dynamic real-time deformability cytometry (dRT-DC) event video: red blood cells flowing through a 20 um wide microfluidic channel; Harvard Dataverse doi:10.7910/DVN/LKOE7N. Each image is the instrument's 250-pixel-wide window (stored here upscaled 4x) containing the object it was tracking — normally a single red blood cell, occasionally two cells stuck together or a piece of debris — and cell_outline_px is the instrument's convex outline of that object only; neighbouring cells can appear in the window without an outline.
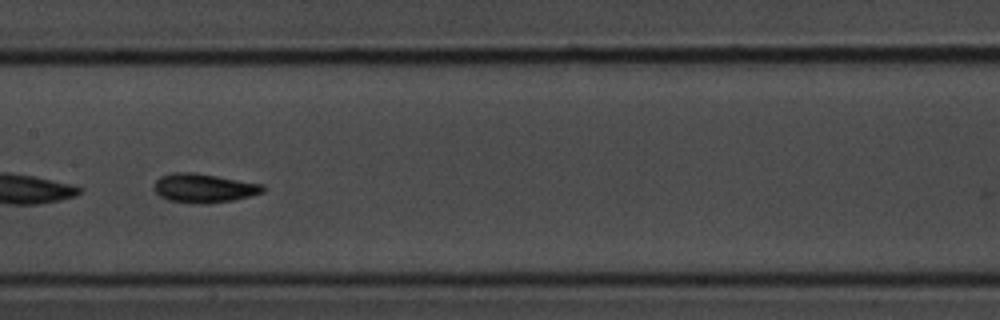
{"species": "common noctule bat (a hibernating species)", "species_latin": "Nyctalus noctula", "temperature_condition": "room temperature", "stored_images_in_passage": 15, "camera_frame_rate_fps": 3000, "um_per_image_px": 0.085, "animal": {"sex": "male", "body_mass_g": 20.1, "forearm_length_mm": 53.5}, "frame": {"image": 1, "passage_image": 11, "time_ms": 3.333, "image_size_px": [1000, 320], "cell_outline_px": [[264, 192], [232, 200], [204, 204], [200, 204], [168, 200], [160, 196], [152, 188], [152, 184], [160, 176], [172, 172], [192, 172], [264, 184]], "centroid_in_image_um": [17.28, 15.98], "position_along_channel_um": 190.1, "area_um2": 18.38}}